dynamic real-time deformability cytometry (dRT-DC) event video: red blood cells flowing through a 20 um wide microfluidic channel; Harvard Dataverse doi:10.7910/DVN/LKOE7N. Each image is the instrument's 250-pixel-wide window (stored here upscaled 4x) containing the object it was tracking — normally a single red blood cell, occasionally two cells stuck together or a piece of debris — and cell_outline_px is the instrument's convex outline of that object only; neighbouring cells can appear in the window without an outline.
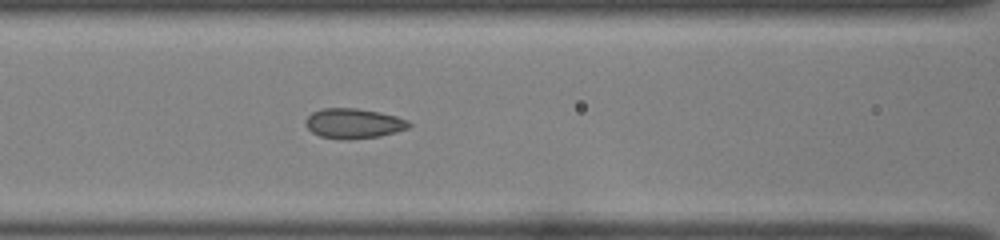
{"species": "common noctule bat (a hibernating species)", "species_latin": "Nyctalus noctula", "temperature_condition": "room temperature", "stored_images_in_passage": 16, "camera_frame_rate_fps": 3000, "um_per_image_px": 0.085, "animal": {"sex": "female", "body_mass_g": 22.0, "forearm_length_mm": 56.7}, "frame": {"image": 1, "passage_image": 10, "time_ms": 3.0, "image_size_px": [1000, 240], "cell_outline_px": [[412, 124], [408, 128], [396, 132], [380, 136], [348, 140], [344, 140], [320, 136], [312, 132], [304, 124], [304, 120], [312, 112], [324, 108], [356, 108], [380, 112], [396, 116], [408, 120]], "centroid_in_image_um": [30.05, 10.49], "position_along_channel_um": 136.5, "area_um2": 18.21}}
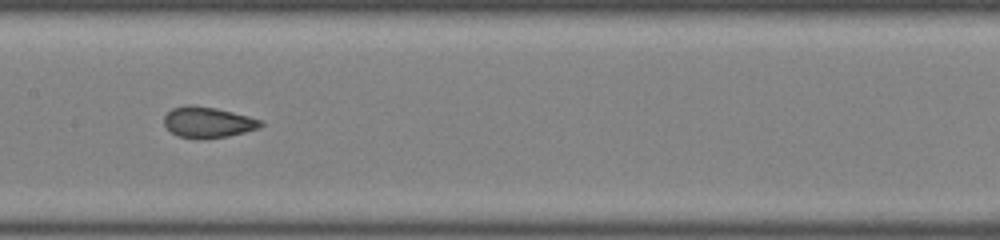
{"frame": {"image": 2, "passage_image": 14, "time_ms": 4.333, "image_size_px": [1000, 240], "cell_outline_px": [[264, 124], [260, 128], [228, 136], [200, 140], [176, 136], [164, 124], [164, 116], [172, 108], [216, 108], [264, 120]], "centroid_in_image_um": [17.73, 10.45], "position_along_channel_um": 189.7, "area_um2": 16.94}}